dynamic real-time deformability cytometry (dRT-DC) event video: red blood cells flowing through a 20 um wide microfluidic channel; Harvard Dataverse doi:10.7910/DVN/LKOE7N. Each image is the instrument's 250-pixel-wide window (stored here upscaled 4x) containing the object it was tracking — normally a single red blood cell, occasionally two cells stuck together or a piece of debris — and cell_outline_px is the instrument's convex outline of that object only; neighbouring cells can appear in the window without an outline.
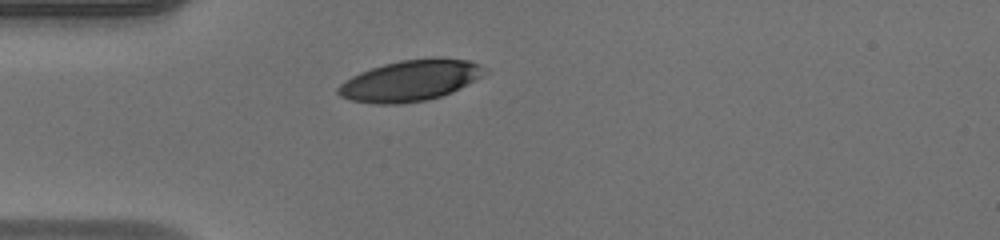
{"species": "human", "species_latin": "Homo sapiens", "temperature_condition": "warm", "stored_images_in_passage": 29, "camera_frame_rate_fps": 3000, "um_per_image_px": 0.085, "donor": {"sex": "male"}, "frame": {"image": 1, "passage_image": 1, "time_ms": 0.0, "image_size_px": [1000, 240], "cell_outline_px": [[488, 72], [460, 88], [452, 92], [440, 96], [424, 100], [400, 104], [376, 104], [352, 100], [340, 96], [336, 92], [336, 88], [340, 84], [352, 76], [360, 72], [384, 64], [400, 60], [440, 56], [472, 60], [488, 68]], "centroid_in_image_um": [34.92, 6.82], "position_along_channel_um": 50.1, "area_um2": 35.26}}
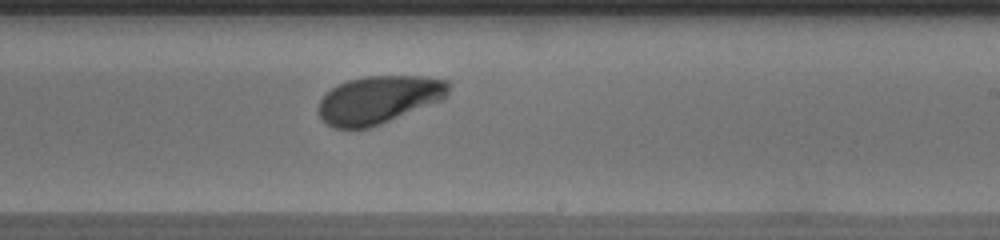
{"frame": {"image": 2, "passage_image": 17, "time_ms": 5.333, "image_size_px": [1000, 240], "cell_outline_px": [[448, 96], [444, 100], [380, 124], [368, 128], [336, 128], [328, 124], [320, 116], [320, 100], [332, 88], [348, 80], [364, 76], [420, 76], [448, 80]], "centroid_in_image_um": [32.25, 8.46], "position_along_channel_um": 256.8, "area_um2": 35.95}}
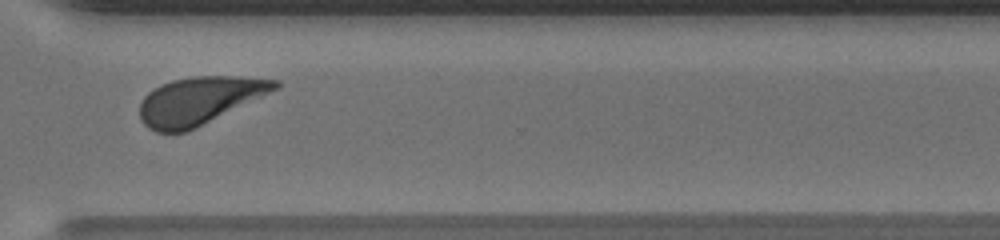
{"frame": {"image": 3, "passage_image": 24, "time_ms": 7.667, "image_size_px": [1000, 240], "cell_outline_px": [[280, 88], [184, 132], [156, 132], [148, 128], [140, 120], [140, 104], [144, 96], [148, 92], [172, 80], [192, 76], [236, 76], [280, 80]], "centroid_in_image_um": [16.94, 8.53], "position_along_channel_um": 353.7, "area_um2": 36.93}, "authors_computed_cell_mechanics": {"area_um2": 36.5874, "velocity_mm_per_s": 4.1383, "shape_relaxation_time_tau1_ms": 2.346, "shape_relaxation_time_tau2_ms": null, "deformation_change_tau1": 0.1247, "deformation_change_tau2": null}}